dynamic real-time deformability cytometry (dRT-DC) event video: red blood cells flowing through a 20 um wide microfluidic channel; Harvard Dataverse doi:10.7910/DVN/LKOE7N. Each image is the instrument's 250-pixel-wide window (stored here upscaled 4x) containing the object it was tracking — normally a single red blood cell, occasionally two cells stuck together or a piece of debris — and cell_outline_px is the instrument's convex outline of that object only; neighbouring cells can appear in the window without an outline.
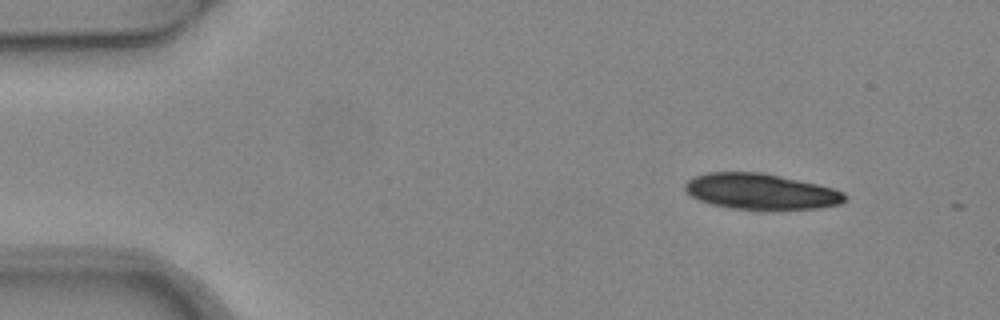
{"species": "common noctule bat (a hibernating species)", "species_latin": "Nyctalus noctula", "temperature_condition": "warm", "stored_images_in_passage": 4, "camera_frame_rate_fps": 3000, "um_per_image_px": 0.085, "animal": {"sex": "female", "body_mass_g": 24.6, "forearm_length_mm": 56.2}, "frame": {"image": 1, "passage_image": 1, "time_ms": 0.0, "image_size_px": [1000, 320], "cell_outline_px": [[848, 196], [840, 204], [816, 208], [764, 212], [732, 208], [712, 204], [700, 200], [692, 196], [684, 188], [684, 184], [688, 180], [696, 176], [708, 172], [764, 172], [816, 184], [832, 188], [844, 192]], "centroid_in_image_um": [64.69, 16.3], "position_along_channel_um": 20.3, "area_um2": 33.87}}